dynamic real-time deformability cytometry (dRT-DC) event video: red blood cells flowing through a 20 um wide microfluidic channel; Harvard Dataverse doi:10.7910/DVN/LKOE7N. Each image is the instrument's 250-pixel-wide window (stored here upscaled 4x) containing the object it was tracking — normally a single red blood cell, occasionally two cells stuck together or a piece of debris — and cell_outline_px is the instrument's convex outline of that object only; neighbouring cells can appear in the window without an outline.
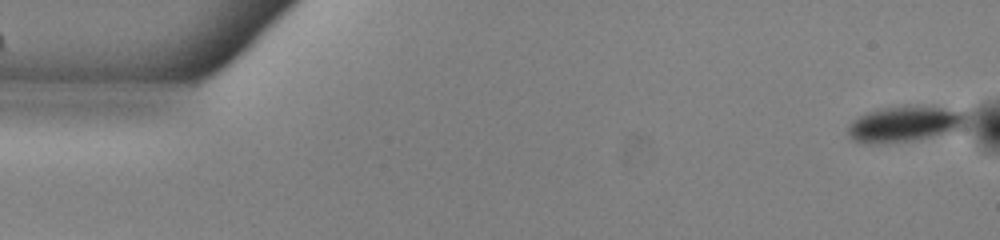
{"species": "common noctule bat (a hibernating species)", "species_latin": "Nyctalus noctula", "temperature_condition": "warm", "stored_images_in_passage": 52, "camera_frame_rate_fps": 3000, "um_per_image_px": 0.085, "animal": {"sex": "male", "body_mass_g": 13.0, "forearm_length_mm": 53.1}, "frame": {"image": 1, "passage_image": 1, "time_ms": 0.0, "image_size_px": [1000, 240], "cell_outline_px": [[964, 124], [960, 128], [952, 132], [916, 140], [884, 144], [864, 144], [852, 140], [848, 136], [848, 124], [852, 120], [868, 112], [880, 108], [904, 104], [908, 104], [944, 108], [964, 112]], "centroid_in_image_um": [76.83, 10.54], "position_along_channel_um": 8.2, "area_um2": 25.14}}
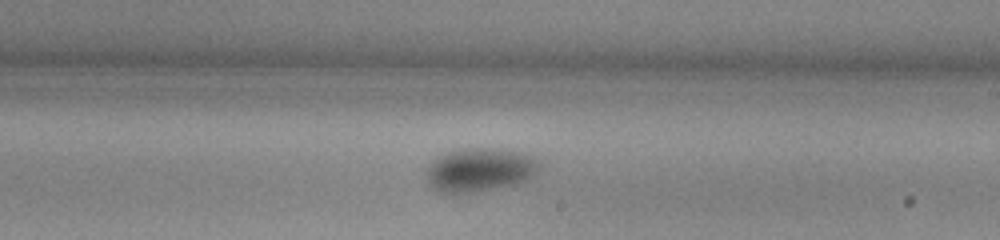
{"frame": {"image": 2, "passage_image": 30, "time_ms": 9.667, "image_size_px": [1000, 240], "cell_outline_px": [[544, 164], [540, 172], [528, 180], [468, 192], [440, 192], [428, 184], [428, 164], [436, 156], [444, 152], [464, 148], [496, 148], [520, 152], [532, 156], [540, 160]], "centroid_in_image_um": [40.83, 14.38], "position_along_channel_um": 248.2, "area_um2": 28.67}}
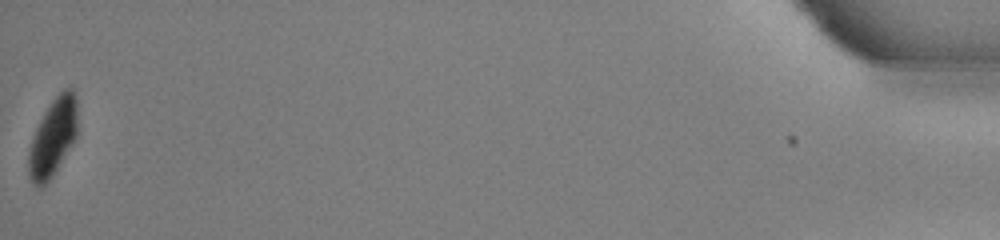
{"frame": {"image": 3, "passage_image": 52, "time_ms": 17.0, "image_size_px": [1000, 240], "cell_outline_px": [[76, 136], [72, 144], [52, 176], [44, 188], [36, 188], [32, 184], [28, 176], [28, 152], [36, 128], [44, 112], [52, 100], [64, 88], [72, 88], [76, 96]], "centroid_in_image_um": [4.47, 11.73], "position_along_channel_um": 430.7, "area_um2": 22.08}, "authors_computed_cell_mechanics": {"area_um2": 27.4839, "velocity_mm_per_s": 3.9182, "shape_relaxation_time_tau1_ms": 3.2105, "shape_relaxation_time_tau2_ms": null, "deformation_change_tau1": 0.0752, "deformation_change_tau2": null}}